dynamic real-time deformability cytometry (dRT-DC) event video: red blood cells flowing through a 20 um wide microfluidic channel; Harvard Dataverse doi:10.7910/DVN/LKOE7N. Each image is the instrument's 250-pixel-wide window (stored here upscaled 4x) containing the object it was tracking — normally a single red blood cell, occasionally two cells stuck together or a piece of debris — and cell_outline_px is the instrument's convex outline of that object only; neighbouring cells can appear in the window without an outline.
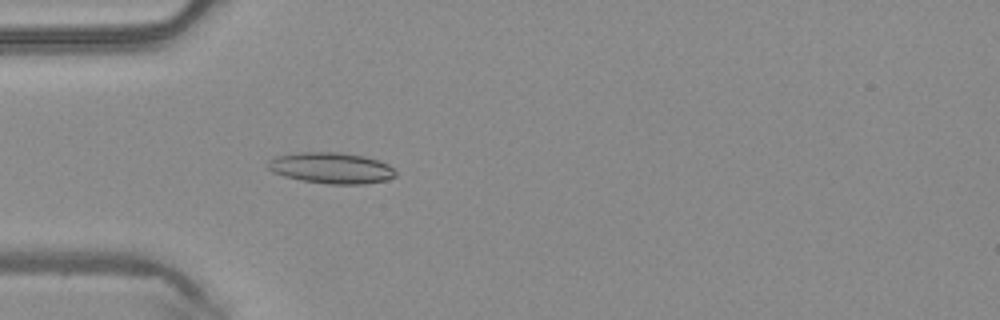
{"species": "common noctule bat (a hibernating species)", "species_latin": "Nyctalus noctula", "temperature_condition": "warm", "stored_images_in_passage": 43, "camera_frame_rate_fps": 3000, "um_per_image_px": 0.085, "animal": {"sex": "male", "body_mass_g": 20.4}, "frame": {"image": 1, "passage_image": 8, "time_ms": 2.333, "image_size_px": [1000, 320], "cell_outline_px": [[396, 176], [388, 180], [364, 184], [328, 184], [304, 180], [284, 176], [272, 172], [268, 168], [268, 160], [276, 156], [300, 152], [340, 152], [364, 156], [388, 164], [396, 172]], "centroid_in_image_um": [28.17, 14.28], "position_along_channel_um": 56.8, "area_um2": 23.06}}
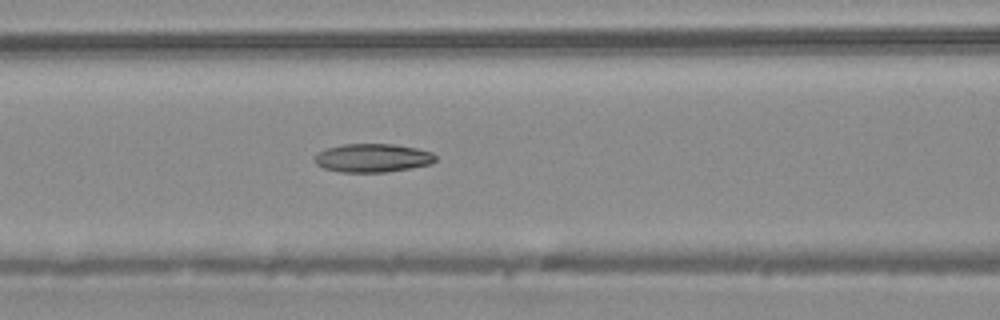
{"frame": {"image": 2, "passage_image": 14, "time_ms": 4.333, "image_size_px": [1000, 320], "cell_outline_px": [[436, 160], [432, 164], [412, 168], [388, 172], [340, 172], [324, 168], [316, 164], [316, 156], [320, 152], [328, 148], [344, 144], [392, 144], [416, 148], [432, 152], [436, 156]], "centroid_in_image_um": [31.73, 13.43], "position_along_channel_um": 134.9, "area_um2": 20.0}}
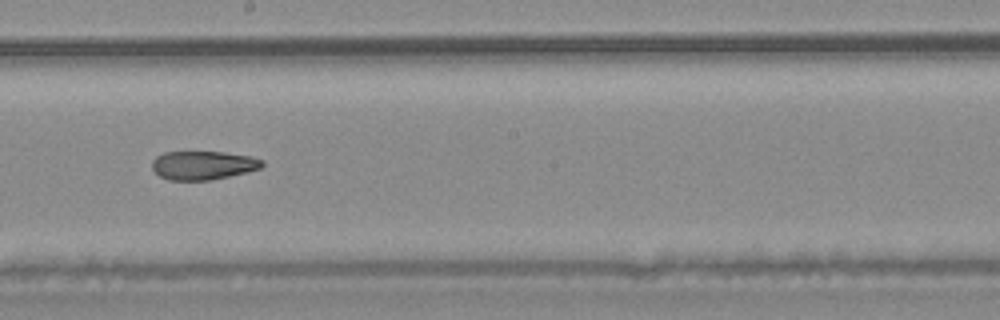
{"frame": {"image": 3, "passage_image": 21, "time_ms": 6.667, "image_size_px": [1000, 320], "cell_outline_px": [[264, 164], [260, 168], [212, 180], [168, 180], [160, 176], [152, 168], [152, 160], [156, 156], [164, 152], [224, 152], [252, 156], [264, 160]], "centroid_in_image_um": [17.25, 14.04], "position_along_channel_um": 230.9, "area_um2": 18.38}, "authors_computed_cell_mechanics": {"area_um2": 20.3456, "velocity_mm_per_s": 4.1181, "shape_relaxation_time_tau1_ms": null, "shape_relaxation_time_tau2_ms": 3.8508, "deformation_change_tau1": null, "deformation_change_tau2": 0.1173}}